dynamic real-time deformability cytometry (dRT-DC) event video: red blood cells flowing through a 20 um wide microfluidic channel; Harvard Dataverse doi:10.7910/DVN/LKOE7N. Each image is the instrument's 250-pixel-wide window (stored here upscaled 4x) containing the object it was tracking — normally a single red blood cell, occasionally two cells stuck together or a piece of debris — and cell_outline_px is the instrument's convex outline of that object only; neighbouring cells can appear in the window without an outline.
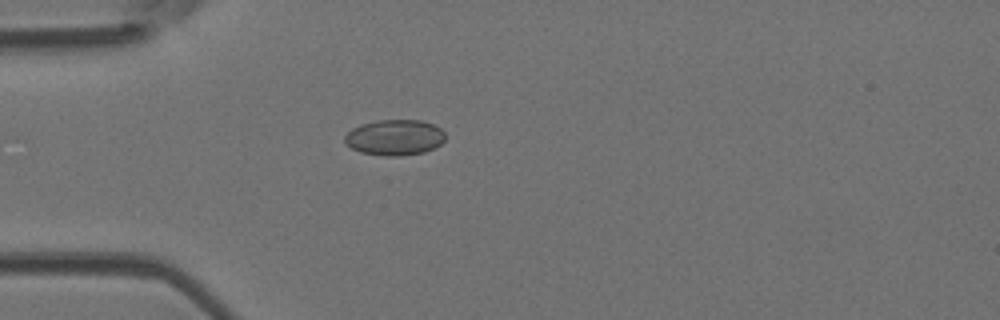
{"species": "Egyptian fruit bat (a non-hibernating species)", "species_latin": "Rousettus aegyptiacus", "temperature_condition": "room temperature", "stored_images_in_passage": 37, "camera_frame_rate_fps": 3000, "um_per_image_px": 0.085, "animal": {"sex": "female"}, "frame": {"image": 1, "passage_image": 1, "time_ms": 0.0, "image_size_px": [1000, 320], "cell_outline_px": [[444, 140], [440, 144], [424, 152], [400, 156], [384, 156], [360, 152], [344, 144], [344, 136], [352, 128], [360, 124], [376, 120], [420, 120], [432, 124], [440, 128], [444, 132]], "centroid_in_image_um": [33.5, 11.68], "position_along_channel_um": 51.5, "area_um2": 20.98}}
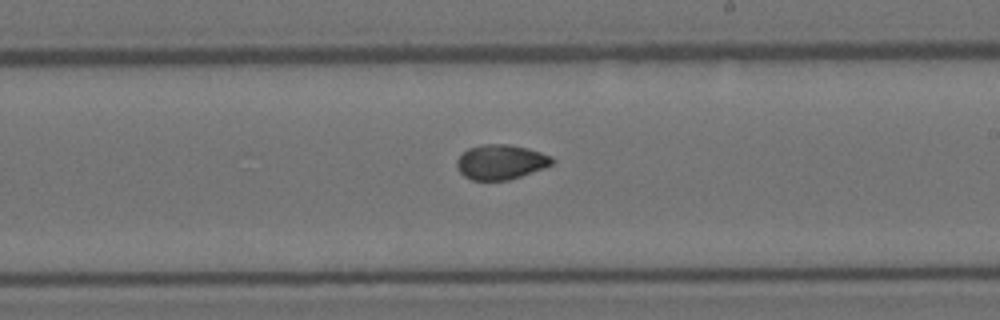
{"frame": {"image": 2, "passage_image": 16, "time_ms": 5.0, "image_size_px": [1000, 320], "cell_outline_px": [[556, 160], [552, 164], [520, 176], [508, 180], [472, 180], [464, 176], [456, 168], [456, 160], [468, 148], [484, 144], [508, 144], [528, 148], [552, 156]], "centroid_in_image_um": [42.55, 13.76], "position_along_channel_um": 246.5, "area_um2": 19.25}}
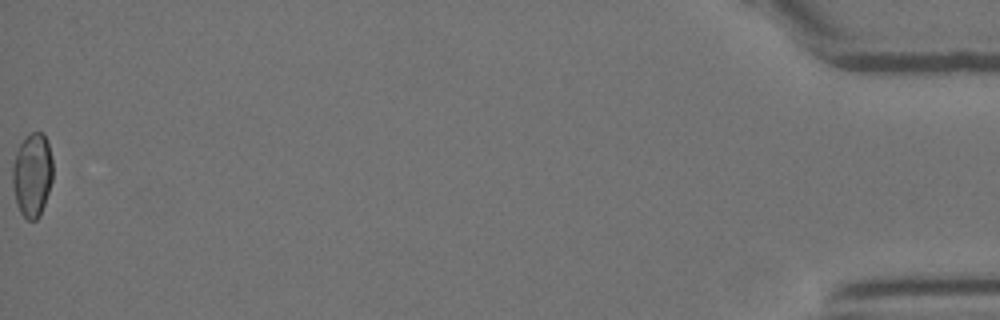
{"frame": {"image": 3, "passage_image": 37, "time_ms": 12.0, "image_size_px": [1000, 320], "cell_outline_px": [[52, 180], [40, 216], [36, 220], [28, 220], [20, 212], [16, 204], [12, 184], [12, 168], [20, 144], [32, 132], [44, 132], [48, 140], [52, 160]], "centroid_in_image_um": [2.75, 14.87], "position_along_channel_um": 432.5, "area_um2": 19.59}, "authors_computed_cell_mechanics": {"area_um2": 19.363, "velocity_mm_per_s": 4.0927, "shape_relaxation_time_tau1_ms": null, "shape_relaxation_time_tau2_ms": 1.5206, "deformation_change_tau1": null, "deformation_change_tau2": 0.0365}}